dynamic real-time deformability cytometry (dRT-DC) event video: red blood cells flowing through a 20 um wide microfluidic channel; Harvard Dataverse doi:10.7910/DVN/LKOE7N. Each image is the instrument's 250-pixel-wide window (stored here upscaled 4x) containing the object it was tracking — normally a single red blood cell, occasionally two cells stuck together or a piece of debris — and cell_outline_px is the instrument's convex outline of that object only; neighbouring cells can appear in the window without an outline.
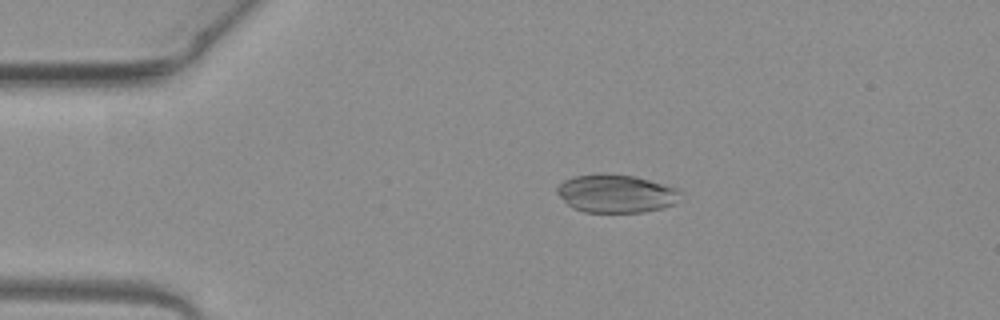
{"species": "common noctule bat (a hibernating species)", "species_latin": "Nyctalus noctula", "temperature_condition": "warm", "stored_images_in_passage": 48, "camera_frame_rate_fps": 3000, "um_per_image_px": 0.085, "animal": {"sex": "female", "body_mass_g": 19.3, "forearm_length_mm": 54.1}, "frame": {"image": 1, "passage_image": 6, "time_ms": 1.667, "image_size_px": [1000, 320], "cell_outline_px": [[680, 192], [676, 204], [660, 208], [640, 212], [584, 212], [568, 204], [556, 192], [556, 188], [564, 180], [572, 176], [596, 172], [632, 176], [680, 188]], "centroid_in_image_um": [52.35, 16.43], "position_along_channel_um": 32.7, "area_um2": 27.4}}
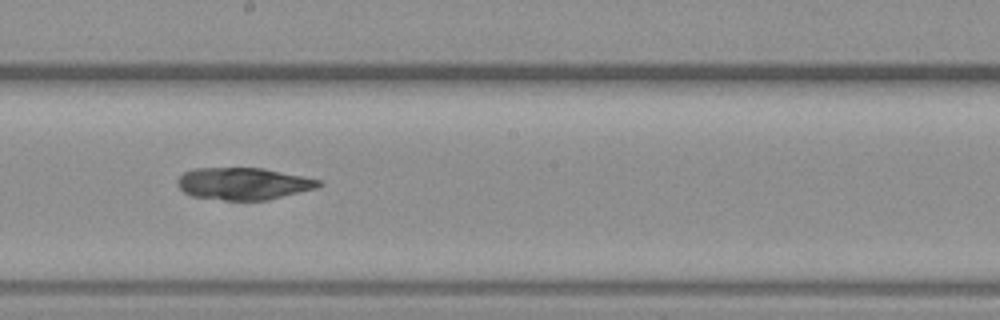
{"frame": {"image": 2, "passage_image": 24, "time_ms": 7.667, "image_size_px": [1000, 320], "cell_outline_px": [[324, 184], [316, 188], [268, 200], [224, 200], [192, 196], [184, 192], [176, 184], [176, 180], [184, 172], [192, 168], [264, 168], [304, 176], [320, 180]], "centroid_in_image_um": [20.68, 15.6], "position_along_channel_um": 227.5, "area_um2": 26.53}}
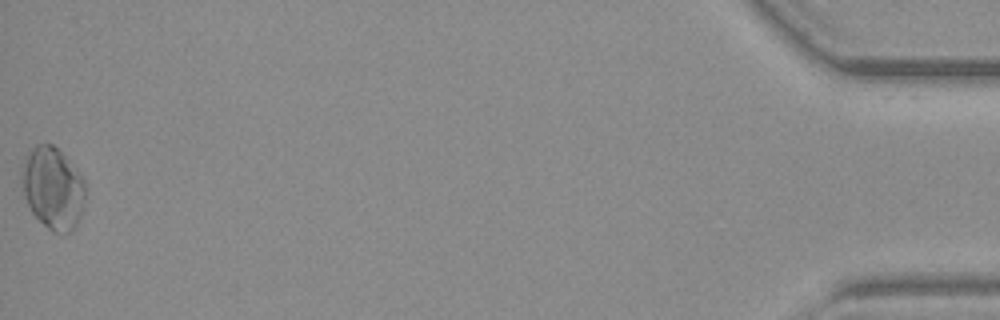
{"frame": {"image": 3, "passage_image": 47, "time_ms": 15.333, "image_size_px": [1000, 320], "cell_outline_px": [[84, 196], [80, 212], [76, 224], [64, 236], [52, 232], [32, 212], [24, 196], [20, 172], [20, 168], [24, 156], [36, 144], [52, 144], [64, 156], [84, 180]], "centroid_in_image_um": [4.43, 15.98], "position_along_channel_um": 430.8, "area_um2": 30.0}}